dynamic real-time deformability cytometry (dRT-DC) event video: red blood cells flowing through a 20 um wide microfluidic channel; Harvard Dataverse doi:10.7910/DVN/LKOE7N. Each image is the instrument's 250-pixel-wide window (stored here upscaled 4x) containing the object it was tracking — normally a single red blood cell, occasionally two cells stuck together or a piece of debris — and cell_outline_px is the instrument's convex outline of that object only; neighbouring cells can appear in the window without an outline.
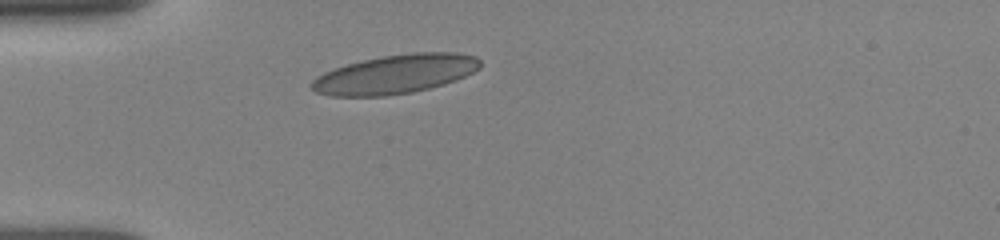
{"species": "human", "species_latin": "Homo sapiens", "temperature_condition": "room temperature", "stored_images_in_passage": 8, "camera_frame_rate_fps": 3000, "um_per_image_px": 0.085, "donor": {"sex": "female"}, "frame": {"image": 1, "passage_image": 1, "time_ms": 0.0, "image_size_px": [1000, 240], "cell_outline_px": [[480, 68], [456, 80], [444, 84], [412, 92], [384, 96], [332, 96], [316, 92], [308, 84], [316, 76], [324, 72], [348, 64], [364, 60], [384, 56], [412, 52], [456, 52], [476, 56], [480, 60]], "centroid_in_image_um": [33.59, 6.3], "position_along_channel_um": 51.4, "area_um2": 38.15}}
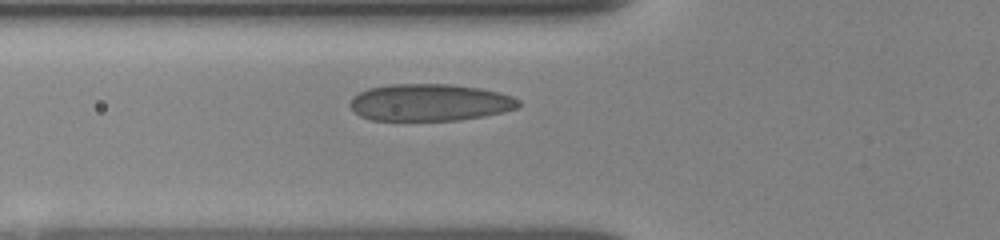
{"frame": {"image": 2, "passage_image": 6, "time_ms": 1.333, "image_size_px": [1000, 240], "cell_outline_px": [[520, 104], [516, 108], [504, 112], [484, 116], [460, 120], [372, 120], [360, 116], [348, 104], [352, 96], [368, 88], [392, 84], [452, 84], [480, 88], [512, 96], [520, 100]], "centroid_in_image_um": [36.52, 8.71], "position_along_channel_um": 89.3, "area_um2": 36.41}}